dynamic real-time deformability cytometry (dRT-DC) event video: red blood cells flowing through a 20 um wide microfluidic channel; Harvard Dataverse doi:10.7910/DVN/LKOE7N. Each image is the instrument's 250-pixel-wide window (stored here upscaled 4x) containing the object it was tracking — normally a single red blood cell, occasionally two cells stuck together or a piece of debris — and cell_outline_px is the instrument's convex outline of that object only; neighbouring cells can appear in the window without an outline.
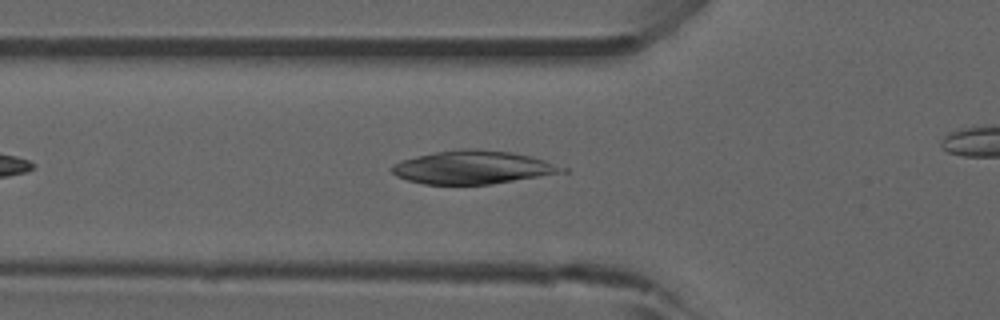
{"species": "common noctule bat (a hibernating species)", "species_latin": "Nyctalus noctula", "temperature_condition": "room temperature", "stored_images_in_passage": 27, "camera_frame_rate_fps": 3000, "um_per_image_px": 0.085, "animal": {"sex": "male", "forearm_length_mm": 52.5}, "frame": {"image": 1, "passage_image": 8, "time_ms": 2.333, "image_size_px": [1000, 320], "cell_outline_px": [[556, 172], [536, 176], [492, 184], [424, 184], [408, 180], [396, 176], [388, 168], [392, 164], [400, 160], [416, 156], [436, 152], [460, 148], [476, 148], [512, 152], [532, 156], [544, 160], [556, 168]], "centroid_in_image_um": [39.96, 14.2], "position_along_channel_um": 85.8, "area_um2": 32.19}}
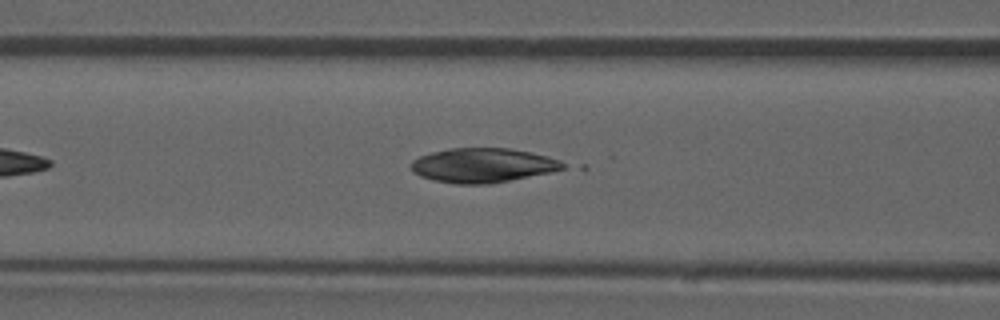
{"frame": {"image": 2, "passage_image": 11, "time_ms": 3.333, "image_size_px": [1000, 320], "cell_outline_px": [[568, 168], [488, 184], [456, 184], [432, 180], [420, 176], [412, 172], [412, 160], [420, 156], [432, 152], [448, 148], [508, 148], [548, 156], [560, 160], [568, 164]], "centroid_in_image_um": [41.03, 14.05], "position_along_channel_um": 125.6, "area_um2": 30.35}}